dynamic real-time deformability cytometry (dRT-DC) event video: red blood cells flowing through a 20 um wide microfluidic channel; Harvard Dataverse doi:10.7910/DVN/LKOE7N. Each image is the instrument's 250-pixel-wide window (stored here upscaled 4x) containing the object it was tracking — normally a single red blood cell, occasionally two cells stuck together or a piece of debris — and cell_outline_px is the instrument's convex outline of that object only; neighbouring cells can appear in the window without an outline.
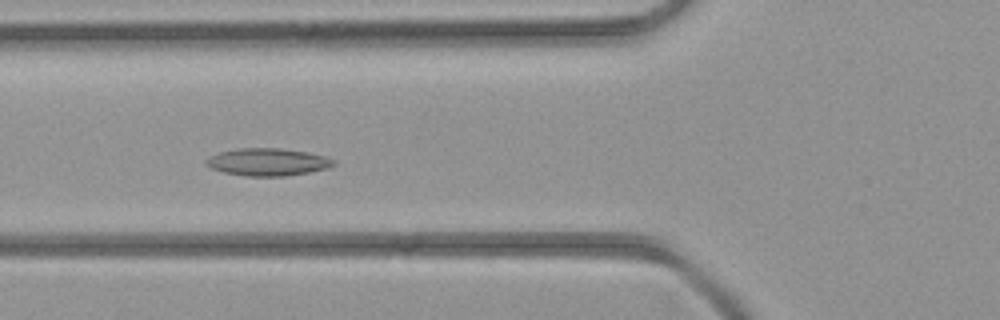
{"species": "common noctule bat (a hibernating species)", "species_latin": "Nyctalus noctula", "temperature_condition": "room temperature", "stored_images_in_passage": 31, "camera_frame_rate_fps": 3000, "um_per_image_px": 0.085, "animal": {"sex": "female", "body_mass_g": 21.9}, "frame": {"image": 1, "passage_image": 12, "time_ms": 3.667, "image_size_px": [1000, 320], "cell_outline_px": [[336, 164], [328, 168], [308, 172], [284, 176], [244, 176], [224, 172], [212, 168], [204, 164], [204, 160], [220, 152], [236, 148], [280, 148], [308, 152], [324, 156], [336, 160]], "centroid_in_image_um": [22.76, 13.77], "position_along_channel_um": 103.0, "area_um2": 20.4}}
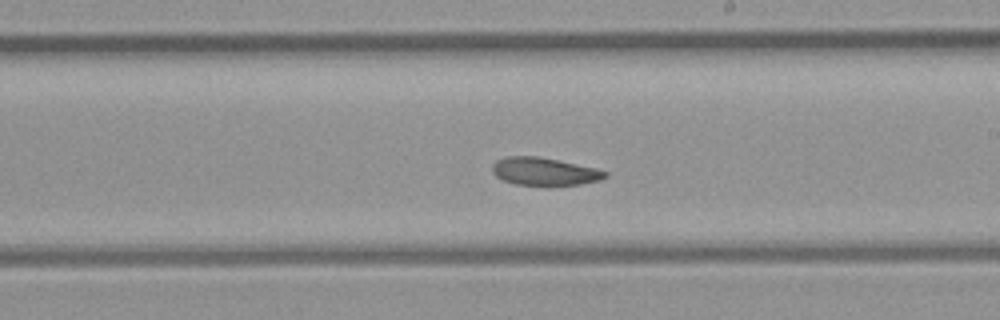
{"frame": {"image": 2, "passage_image": 21, "time_ms": 6.667, "image_size_px": [1000, 320], "cell_outline_px": [[608, 176], [600, 180], [580, 184], [548, 188], [544, 188], [516, 184], [504, 180], [496, 176], [492, 172], [492, 164], [496, 160], [504, 156], [536, 156], [596, 168], [608, 172]], "centroid_in_image_um": [46.26, 14.62], "position_along_channel_um": 242.7, "area_um2": 18.9}}
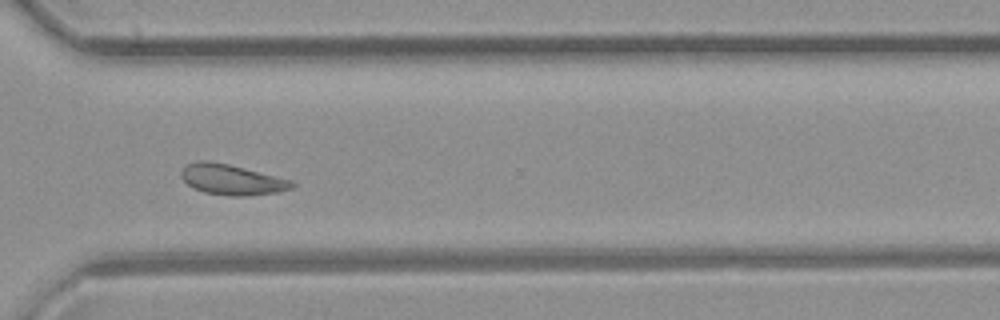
{"frame": {"image": 3, "passage_image": 28, "time_ms": 9.0, "image_size_px": [1000, 320], "cell_outline_px": [[296, 184], [292, 188], [276, 192], [244, 196], [228, 196], [204, 192], [188, 184], [180, 176], [180, 172], [188, 164], [200, 160], [208, 160], [228, 164], [292, 180]], "centroid_in_image_um": [19.7, 15.26], "position_along_channel_um": 350.9, "area_um2": 19.42}}